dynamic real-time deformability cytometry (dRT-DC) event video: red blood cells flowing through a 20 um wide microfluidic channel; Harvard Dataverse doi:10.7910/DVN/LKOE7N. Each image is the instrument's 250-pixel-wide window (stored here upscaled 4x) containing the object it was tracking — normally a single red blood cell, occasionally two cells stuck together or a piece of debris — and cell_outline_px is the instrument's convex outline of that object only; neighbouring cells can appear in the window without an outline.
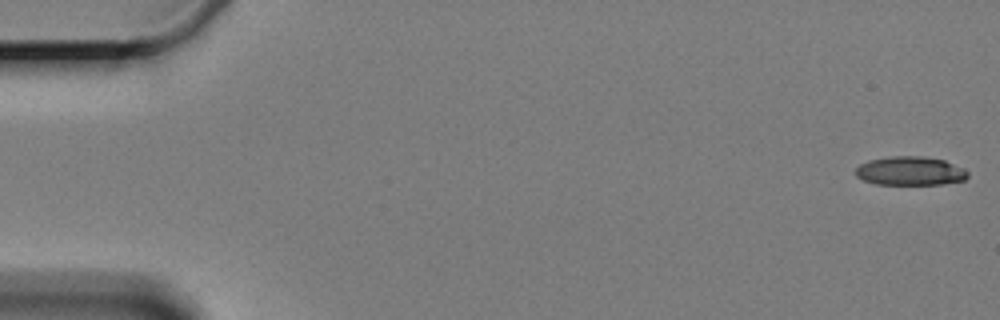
{"species": "Egyptian fruit bat (a non-hibernating species)", "species_latin": "Rousettus aegyptiacus", "temperature_condition": "cold", "stored_images_in_passage": 7, "camera_frame_rate_fps": 3000, "um_per_image_px": 0.085, "animal": {"sex": "female"}, "frame": {"image": 1, "passage_image": 1, "time_ms": 0.0, "image_size_px": [1000, 320], "cell_outline_px": [[968, 176], [964, 180], [944, 184], [876, 184], [864, 180], [856, 176], [856, 168], [860, 164], [868, 160], [892, 156], [924, 156], [944, 160], [964, 168], [968, 172]], "centroid_in_image_um": [77.38, 14.53], "position_along_channel_um": 7.6, "area_um2": 18.84}}
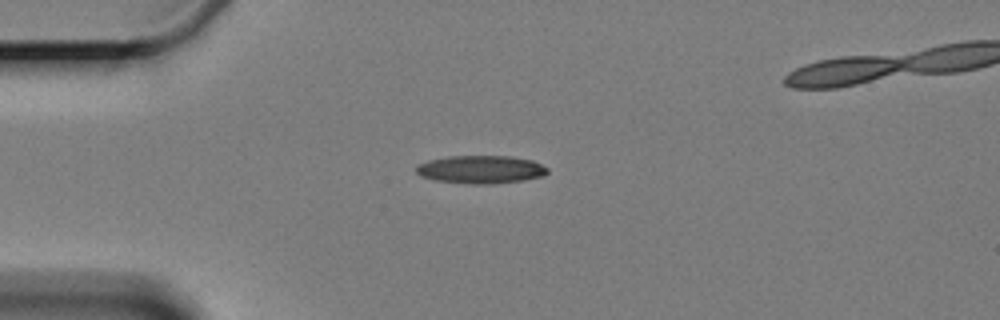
{"frame": {"image": 2, "passage_image": 5, "time_ms": 4.667, "image_size_px": [1000, 320], "cell_outline_px": [[548, 172], [544, 176], [520, 180], [492, 184], [472, 184], [436, 180], [420, 176], [416, 172], [416, 164], [428, 160], [448, 156], [512, 156], [532, 160], [548, 168]], "centroid_in_image_um": [40.85, 14.4], "position_along_channel_um": 44.2, "area_um2": 21.44}}